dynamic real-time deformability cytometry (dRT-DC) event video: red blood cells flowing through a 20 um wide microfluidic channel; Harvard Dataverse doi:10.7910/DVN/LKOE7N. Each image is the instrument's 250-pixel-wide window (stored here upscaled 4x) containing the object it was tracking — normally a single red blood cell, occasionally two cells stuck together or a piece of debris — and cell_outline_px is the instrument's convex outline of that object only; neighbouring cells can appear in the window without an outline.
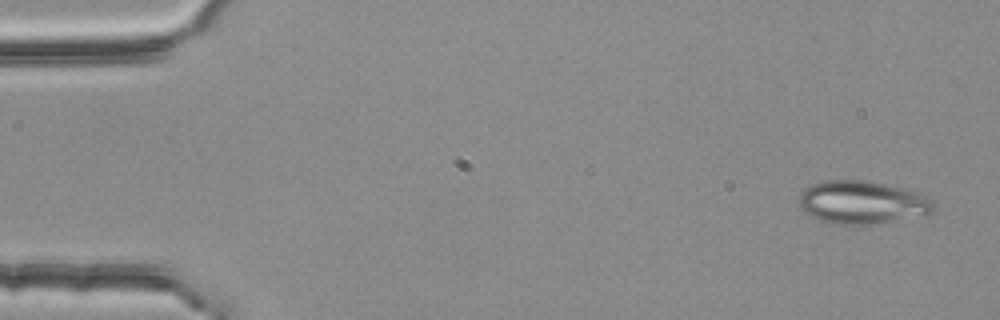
{"species": "common noctule bat (a hibernating species)", "species_latin": "Nyctalus noctula", "temperature_condition": "room temperature", "stored_images_in_passage": 5, "camera_frame_rate_fps": 3000, "um_per_image_px": 0.085, "animal": {"sex": "female", "body_mass_g": 25.1}, "frame": {"image": 1, "passage_image": 1, "time_ms": 0.0, "image_size_px": [1000, 320], "cell_outline_px": [[932, 212], [928, 216], [872, 224], [836, 224], [820, 220], [808, 216], [800, 208], [800, 196], [804, 188], [820, 180], [868, 180], [904, 188], [920, 192], [932, 200]], "centroid_in_image_um": [73.3, 17.2], "position_along_channel_um": 11.7, "area_um2": 34.22}}